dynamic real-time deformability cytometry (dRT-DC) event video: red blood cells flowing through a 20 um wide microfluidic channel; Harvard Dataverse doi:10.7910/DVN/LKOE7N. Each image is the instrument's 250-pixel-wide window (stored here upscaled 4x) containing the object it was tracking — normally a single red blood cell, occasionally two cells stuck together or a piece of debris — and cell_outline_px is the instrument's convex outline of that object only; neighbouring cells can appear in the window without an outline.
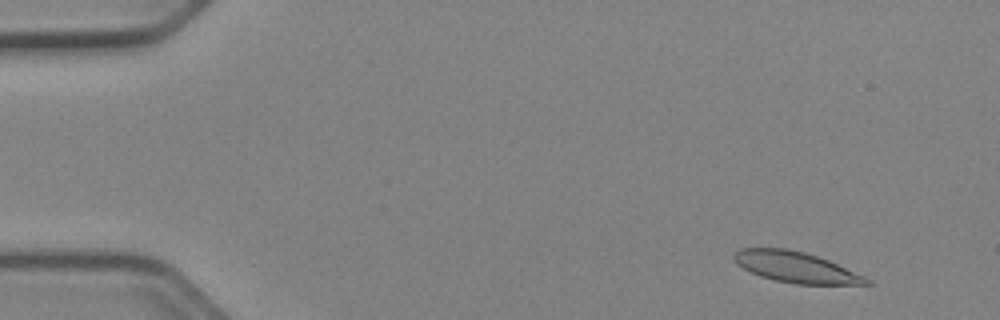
{"species": "Egyptian fruit bat (a non-hibernating species)", "species_latin": "Rousettus aegyptiacus", "temperature_condition": "cold", "stored_images_in_passage": 52, "camera_frame_rate_fps": 3000, "um_per_image_px": 0.085, "animal": {"sex": "female"}, "frame": {"image": 1, "passage_image": 5, "time_ms": 1.333, "image_size_px": [1000, 320], "cell_outline_px": [[872, 284], [796, 284], [776, 280], [760, 276], [736, 264], [732, 260], [732, 256], [740, 248], [784, 248], [804, 252], [828, 260], [864, 276], [872, 280]], "centroid_in_image_um": [67.62, 22.7], "position_along_channel_um": 17.4, "area_um2": 23.52}}
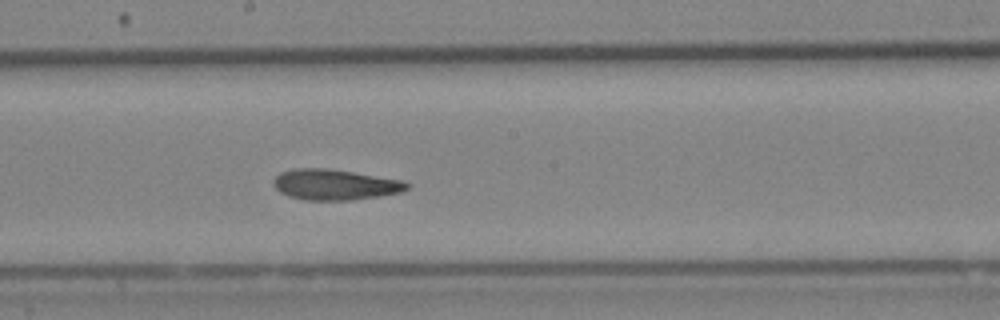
{"frame": {"image": 2, "passage_image": 29, "time_ms": 9.333, "image_size_px": [1000, 320], "cell_outline_px": [[412, 184], [408, 188], [400, 192], [380, 196], [352, 200], [304, 200], [288, 196], [280, 192], [272, 184], [272, 180], [280, 172], [292, 168], [328, 168], [400, 180]], "centroid_in_image_um": [28.42, 15.69], "position_along_channel_um": 219.8, "area_um2": 23.87}}
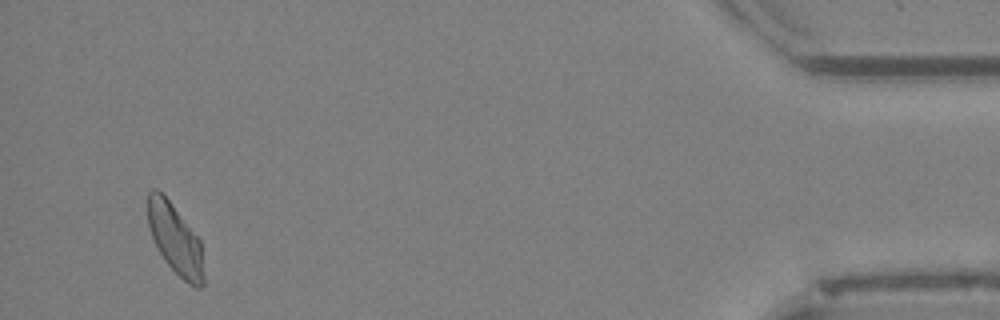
{"frame": {"image": 3, "passage_image": 50, "time_ms": 16.333, "image_size_px": [1000, 320], "cell_outline_px": [[204, 284], [200, 288], [196, 288], [188, 284], [164, 260], [156, 248], [148, 228], [148, 192], [152, 188], [156, 188], [172, 204], [200, 240], [204, 276]], "centroid_in_image_um": [14.88, 20.35], "position_along_channel_um": 420.3, "area_um2": 22.77}, "authors_computed_cell_mechanics": {"area_um2": 24.1893, "velocity_mm_per_s": 3.9177, "shape_relaxation_time_tau1_ms": null, "shape_relaxation_time_tau2_ms": 4.1621, "deformation_change_tau1": null, "deformation_change_tau2": 0.1009}}